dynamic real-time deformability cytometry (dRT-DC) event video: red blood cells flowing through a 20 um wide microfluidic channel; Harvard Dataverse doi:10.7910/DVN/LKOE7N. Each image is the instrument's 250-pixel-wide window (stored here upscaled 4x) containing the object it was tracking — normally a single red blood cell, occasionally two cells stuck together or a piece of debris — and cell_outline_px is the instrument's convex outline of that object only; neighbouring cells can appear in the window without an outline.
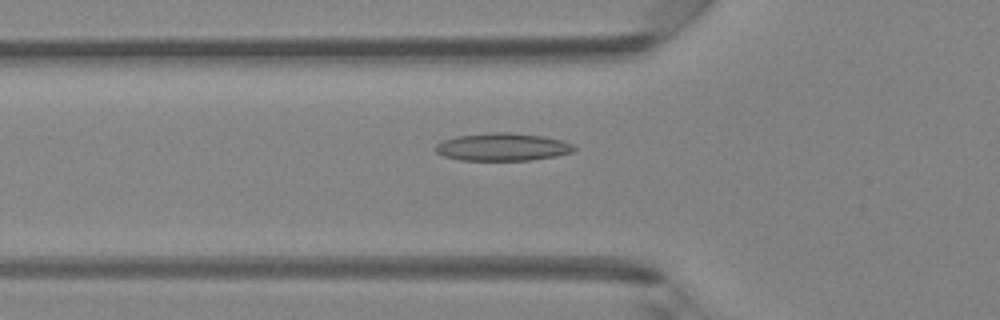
{"species": "Egyptian fruit bat (a non-hibernating species)", "species_latin": "Rousettus aegyptiacus", "temperature_condition": "room temperature", "stored_images_in_passage": 48, "camera_frame_rate_fps": 3000, "um_per_image_px": 0.085, "animal": {"sex": "female"}, "frame": {"image": 1, "passage_image": 17, "time_ms": 5.333, "image_size_px": [1000, 320], "cell_outline_px": [[576, 148], [572, 152], [556, 156], [528, 160], [460, 160], [444, 156], [436, 152], [436, 144], [444, 140], [456, 136], [492, 132], [508, 132], [544, 136], [560, 140], [572, 144]], "centroid_in_image_um": [42.71, 12.49], "position_along_channel_um": 83.1, "area_um2": 22.25}}
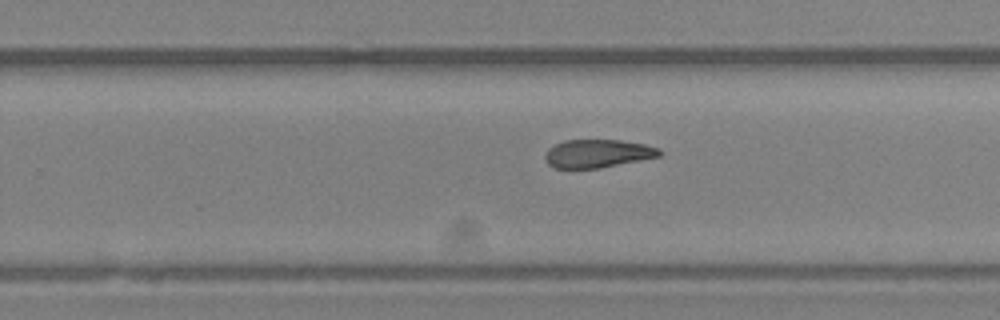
{"frame": {"image": 2, "passage_image": 31, "time_ms": 10.0, "image_size_px": [1000, 320], "cell_outline_px": [[664, 152], [660, 156], [600, 168], [556, 168], [548, 164], [544, 156], [548, 148], [564, 140], [620, 140], [644, 144], [660, 148]], "centroid_in_image_um": [50.82, 13.04], "position_along_channel_um": 279.0, "area_um2": 18.79}}
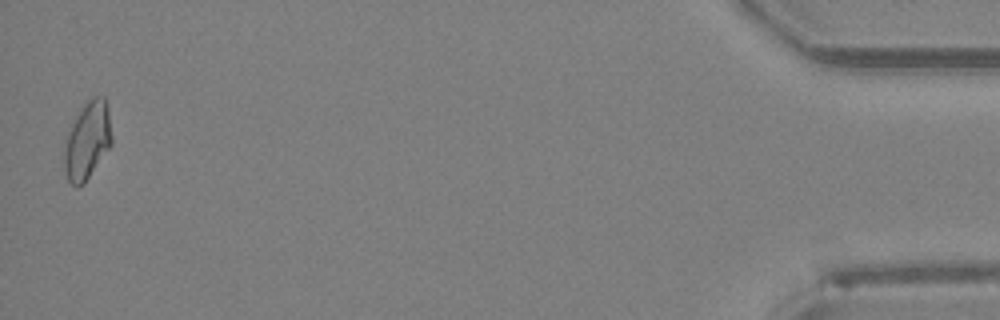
{"frame": {"image": 3, "passage_image": 48, "time_ms": 15.667, "image_size_px": [1000, 320], "cell_outline_px": [[112, 144], [84, 184], [76, 188], [68, 180], [64, 172], [64, 152], [68, 132], [80, 108], [92, 96], [104, 96], [108, 112], [112, 136]], "centroid_in_image_um": [7.42, 11.97], "position_along_channel_um": 427.8, "area_um2": 21.39}, "authors_computed_cell_mechanics": {"area_um2": 20.4323, "velocity_mm_per_s": 4.2107, "shape_relaxation_time_tau1_ms": null, "shape_relaxation_time_tau2_ms": 3.6594, "deformation_change_tau1": null, "deformation_change_tau2": 0.1152}}